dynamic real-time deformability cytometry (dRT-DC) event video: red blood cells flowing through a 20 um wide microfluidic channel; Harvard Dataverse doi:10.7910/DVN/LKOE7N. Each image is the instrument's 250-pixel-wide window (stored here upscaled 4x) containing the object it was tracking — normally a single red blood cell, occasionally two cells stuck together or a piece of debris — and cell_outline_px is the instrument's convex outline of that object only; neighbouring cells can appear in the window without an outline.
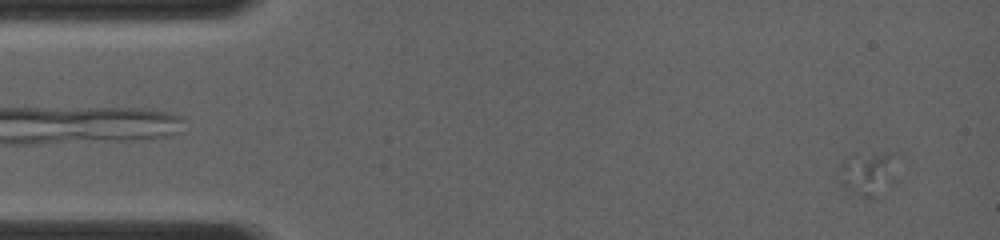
{"species": "common noctule bat (a hibernating species)", "species_latin": "Nyctalus noctula", "temperature_condition": "room temperature", "stored_images_in_passage": 20, "camera_frame_rate_fps": 4000, "um_per_image_px": 0.085, "animal": {"sex": "female", "body_mass_g": 19.0, "forearm_length_mm": 56.7}, "frame": {"image": 1, "passage_image": 2, "time_ms": 0.75, "image_size_px": [1000, 240], "cell_outline_px": [[896, 180], [892, 184], [872, 196], [848, 196], [840, 184], [836, 176], [836, 172], [844, 156], [852, 152], [896, 152]], "centroid_in_image_um": [73.68, 14.68], "position_along_channel_um": 11.3, "area_um2": 16.18}}
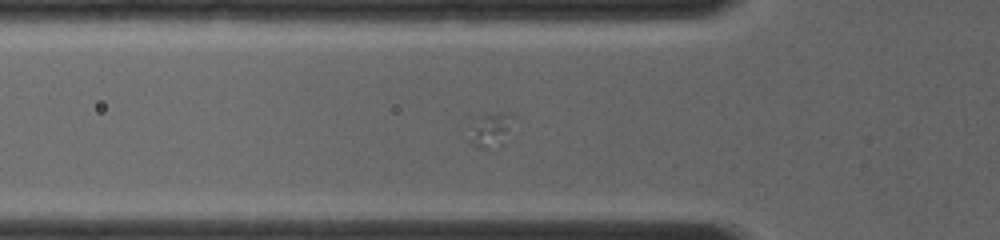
{"frame": {"image": 2, "passage_image": 10, "time_ms": 5.0, "image_size_px": [1000, 240], "cell_outline_px": [[516, 116], [500, 144], [488, 148], [480, 148], [468, 144], [460, 136], [460, 132], [468, 116], [484, 112], [512, 112]], "centroid_in_image_um": [41.37, 10.93], "position_along_channel_um": 84.4, "area_um2": 10.69}}